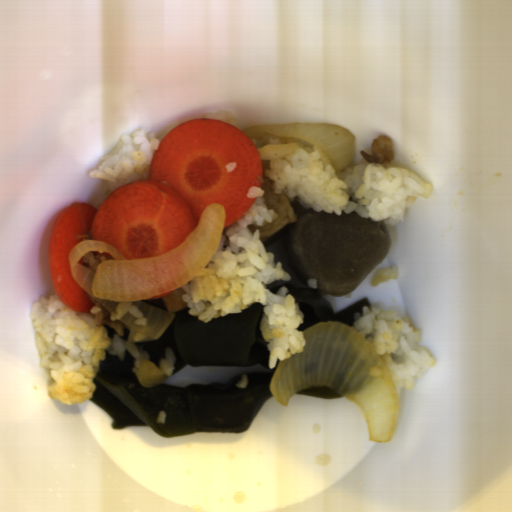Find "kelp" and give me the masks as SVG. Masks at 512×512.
<instances>
[{
  "label": "kelp",
  "instance_id": "kelp-3",
  "mask_svg": "<svg viewBox=\"0 0 512 512\" xmlns=\"http://www.w3.org/2000/svg\"><path fill=\"white\" fill-rule=\"evenodd\" d=\"M294 394H300V395H306L310 397H315L319 399H338L341 397H344L339 392H337L332 387H326V386H315V387H309L302 390H298Z\"/></svg>",
  "mask_w": 512,
  "mask_h": 512
},
{
  "label": "kelp",
  "instance_id": "kelp-4",
  "mask_svg": "<svg viewBox=\"0 0 512 512\" xmlns=\"http://www.w3.org/2000/svg\"><path fill=\"white\" fill-rule=\"evenodd\" d=\"M104 329L106 330L109 338H113L114 334H116L120 339H122L124 342L129 341V335H130V325H127L122 329L123 336H120L119 332L116 329H113L106 325L105 323L102 324Z\"/></svg>",
  "mask_w": 512,
  "mask_h": 512
},
{
  "label": "kelp",
  "instance_id": "kelp-1",
  "mask_svg": "<svg viewBox=\"0 0 512 512\" xmlns=\"http://www.w3.org/2000/svg\"><path fill=\"white\" fill-rule=\"evenodd\" d=\"M190 309L187 306L170 313L174 317L159 338L134 343L147 352L149 362L159 370L166 349H172L175 363L171 376L187 365L194 368L258 364L270 372L246 374L245 388L236 386L245 374L228 381L187 386L163 381L144 387L133 372L135 356L125 349L121 360L106 349L88 400L107 414L113 429L148 426L164 439L198 433L237 434L250 429L262 406L275 397L269 386L281 359L270 368V350L261 330L264 305L254 302L238 313L214 317L208 322L190 314ZM162 410L166 421L157 424V415Z\"/></svg>",
  "mask_w": 512,
  "mask_h": 512
},
{
  "label": "kelp",
  "instance_id": "kelp-2",
  "mask_svg": "<svg viewBox=\"0 0 512 512\" xmlns=\"http://www.w3.org/2000/svg\"><path fill=\"white\" fill-rule=\"evenodd\" d=\"M281 287L288 289V293L298 304V310H301L303 314V322L297 328L302 333L319 322H337L351 328L355 322L356 313L362 312L363 307L370 308L372 306L366 298L333 312L324 294L309 286L278 283L267 289L274 295Z\"/></svg>",
  "mask_w": 512,
  "mask_h": 512
}]
</instances>
